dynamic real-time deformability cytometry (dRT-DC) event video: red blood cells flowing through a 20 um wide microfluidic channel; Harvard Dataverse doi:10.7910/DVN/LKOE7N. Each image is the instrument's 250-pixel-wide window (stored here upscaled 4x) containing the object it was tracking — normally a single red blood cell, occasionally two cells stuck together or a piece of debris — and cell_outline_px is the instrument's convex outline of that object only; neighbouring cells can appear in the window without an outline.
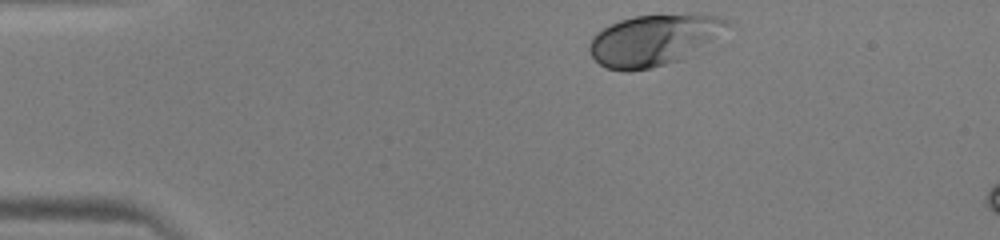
{"species": "human", "species_latin": "Homo sapiens", "temperature_condition": "warm", "stored_images_in_passage": 7, "camera_frame_rate_fps": 3000, "um_per_image_px": 0.085, "donor": {"sex": "male"}, "frame": {"image": 1, "passage_image": 1, "time_ms": 0.0, "image_size_px": [1000, 240], "cell_outline_px": [[732, 24], [680, 60], [652, 68], [632, 72], [624, 72], [604, 68], [592, 56], [588, 48], [588, 44], [592, 36], [596, 32], [620, 20], [636, 16], [692, 12], [696, 12], [720, 16], [728, 20]], "centroid_in_image_um": [55.52, 3.38], "position_along_channel_um": 29.5, "area_um2": 41.15}}